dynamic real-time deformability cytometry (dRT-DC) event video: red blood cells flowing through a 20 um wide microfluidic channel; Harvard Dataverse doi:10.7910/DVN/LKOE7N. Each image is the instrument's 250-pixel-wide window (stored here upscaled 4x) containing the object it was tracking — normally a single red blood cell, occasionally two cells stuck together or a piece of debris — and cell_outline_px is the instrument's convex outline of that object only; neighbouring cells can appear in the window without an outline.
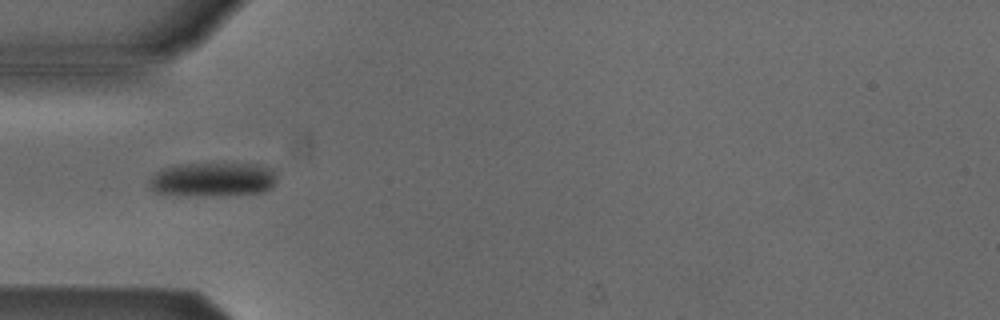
{"species": "Egyptian fruit bat (a non-hibernating species)", "species_latin": "Rousettus aegyptiacus", "temperature_condition": "cold", "stored_images_in_passage": 7, "camera_frame_rate_fps": 3000, "um_per_image_px": 0.085, "animal": {"sex": "male"}, "frame": {"image": 1, "passage_image": 4, "time_ms": 4.667, "image_size_px": [1000, 320], "cell_outline_px": [[276, 180], [272, 188], [264, 192], [188, 196], [176, 196], [156, 192], [148, 184], [148, 180], [156, 172], [164, 168], [180, 164], [260, 164], [272, 168], [276, 172]], "centroid_in_image_um": [18.09, 15.25], "position_along_channel_um": 66.9, "area_um2": 25.43}}
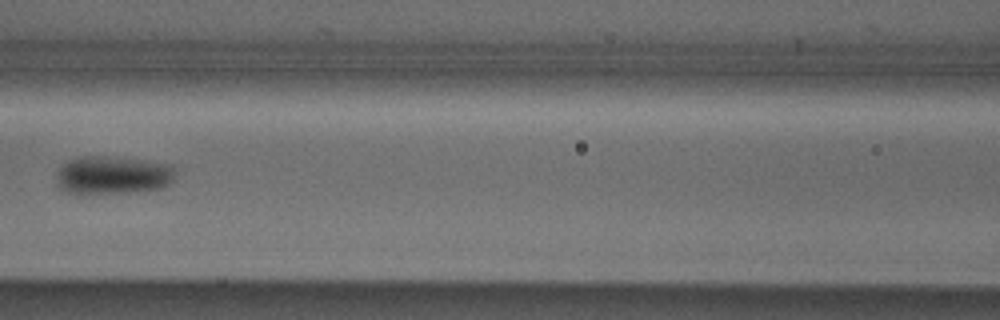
{"frame": {"image": 2, "passage_image": 6, "time_ms": 7.0, "image_size_px": [1000, 320], "cell_outline_px": [[172, 180], [164, 188], [136, 192], [84, 196], [76, 196], [64, 192], [56, 184], [56, 180], [60, 168], [68, 160], [80, 156], [104, 156], [140, 160], [168, 164], [172, 168]], "centroid_in_image_um": [9.48, 14.95], "position_along_channel_um": 157.1, "area_um2": 27.05}}
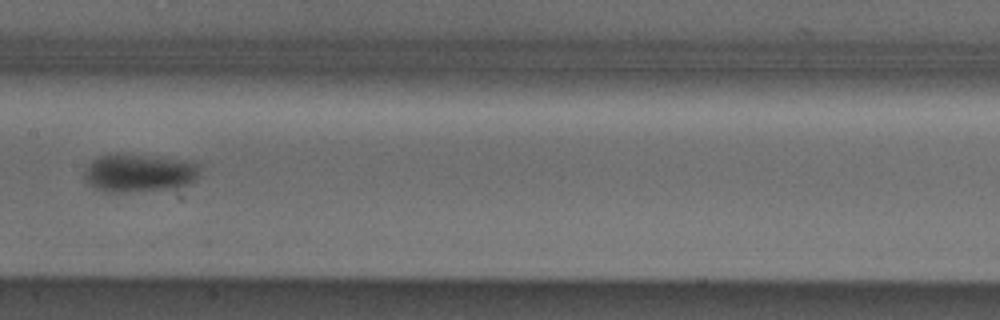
{"frame": {"image": 3, "passage_image": 7, "time_ms": 8.0, "image_size_px": [1000, 320], "cell_outline_px": [[204, 164], [200, 176], [196, 180], [188, 184], [176, 188], [124, 192], [108, 192], [96, 188], [88, 184], [84, 176], [84, 172], [88, 164], [92, 160], [100, 156], [112, 152], [124, 152], [196, 160]], "centroid_in_image_um": [11.94, 14.64], "position_along_channel_um": 195.5, "area_um2": 26.99}}